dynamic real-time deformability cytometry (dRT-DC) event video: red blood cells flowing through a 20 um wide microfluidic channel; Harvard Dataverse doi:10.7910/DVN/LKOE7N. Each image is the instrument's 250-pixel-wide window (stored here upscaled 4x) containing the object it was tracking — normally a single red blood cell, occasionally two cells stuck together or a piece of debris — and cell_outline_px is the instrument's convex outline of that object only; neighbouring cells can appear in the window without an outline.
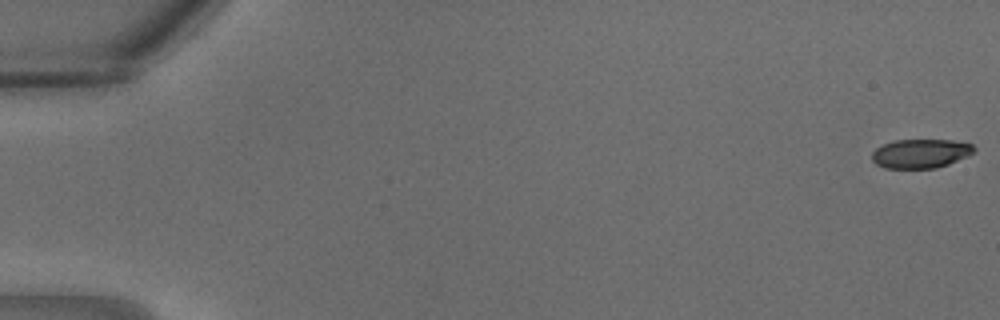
{"species": "common noctule bat (a hibernating species)", "species_latin": "Nyctalus noctula", "temperature_condition": "warm", "stored_images_in_passage": 32, "camera_frame_rate_fps": 3000, "um_per_image_px": 0.085, "animal": {"sex": "male", "body_mass_g": 18.8}, "frame": {"image": 1, "passage_image": 1, "time_ms": 0.0, "image_size_px": [1000, 320], "cell_outline_px": [[976, 152], [968, 156], [948, 164], [936, 168], [884, 168], [876, 164], [872, 160], [872, 152], [876, 148], [884, 144], [896, 140], [952, 140], [972, 144], [976, 148]], "centroid_in_image_um": [78.27, 13.05], "position_along_channel_um": 6.7, "area_um2": 17.34}}
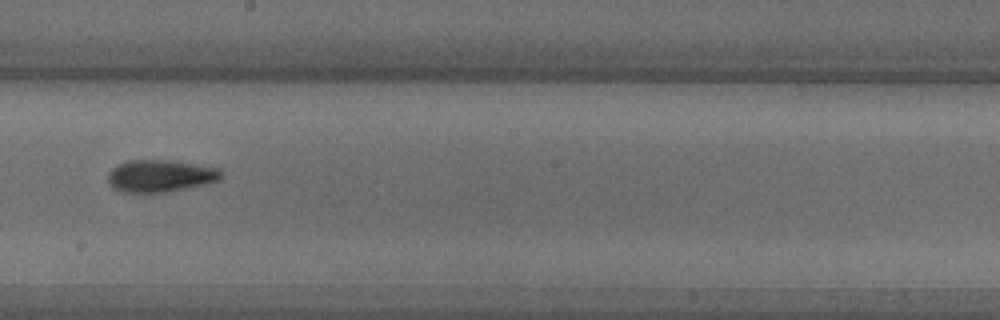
{"frame": {"image": 2, "passage_image": 19, "time_ms": 6.0, "image_size_px": [1000, 320], "cell_outline_px": [[220, 180], [204, 184], [168, 192], [124, 192], [112, 188], [108, 184], [108, 172], [116, 164], [128, 160], [172, 160], [220, 168]], "centroid_in_image_um": [13.58, 14.94], "position_along_channel_um": 234.6, "area_um2": 21.33}}
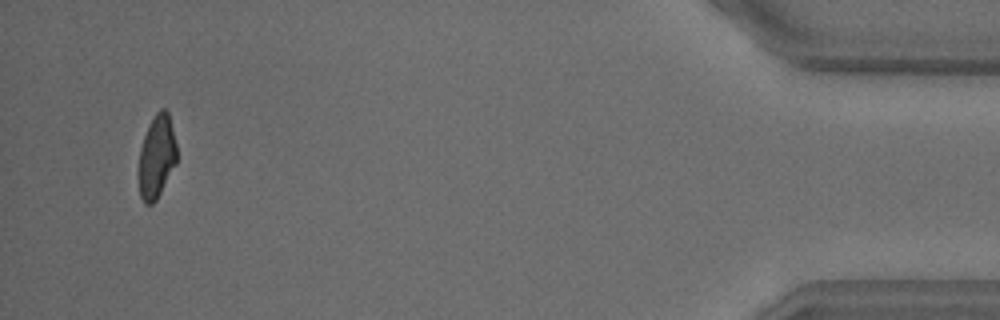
{"frame": {"image": 3, "passage_image": 31, "time_ms": 10.0, "image_size_px": [1000, 320], "cell_outline_px": [[176, 164], [156, 200], [152, 204], [144, 204], [140, 196], [140, 148], [148, 124], [156, 112], [160, 108], [164, 108], [168, 112], [176, 144]], "centroid_in_image_um": [13.33, 13.29], "position_along_channel_um": 421.9, "area_um2": 18.15}}